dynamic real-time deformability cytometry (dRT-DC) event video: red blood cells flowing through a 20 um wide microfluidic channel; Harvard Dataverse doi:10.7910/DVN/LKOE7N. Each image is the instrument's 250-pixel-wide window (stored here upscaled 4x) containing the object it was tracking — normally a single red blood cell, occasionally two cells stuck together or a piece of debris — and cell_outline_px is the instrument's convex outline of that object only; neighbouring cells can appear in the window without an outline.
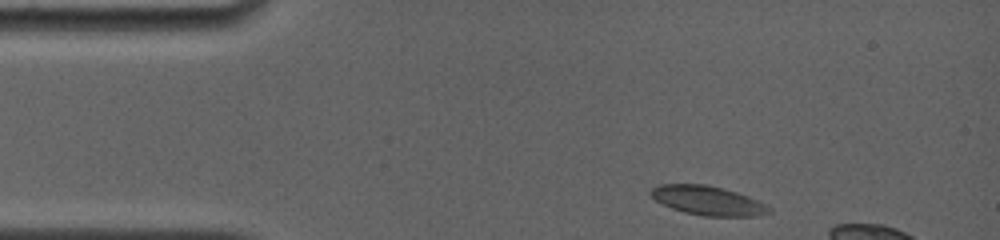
{"species": "common noctule bat (a hibernating species)", "species_latin": "Nyctalus noctula", "temperature_condition": "room temperature", "stored_images_in_passage": 5, "camera_frame_rate_fps": 4000, "um_per_image_px": 0.085, "animal": {"sex": "female", "body_mass_g": 19.0, "forearm_length_mm": 56.7}, "frame": {"image": 1, "passage_image": 1, "time_ms": 0.0, "image_size_px": [1000, 240], "cell_outline_px": [[772, 212], [752, 216], [704, 216], [684, 212], [672, 208], [656, 200], [648, 192], [652, 188], [660, 184], [708, 184], [724, 188], [748, 196], [772, 208]], "centroid_in_image_um": [60.16, 17.04], "position_along_channel_um": 24.8, "area_um2": 20.0}}